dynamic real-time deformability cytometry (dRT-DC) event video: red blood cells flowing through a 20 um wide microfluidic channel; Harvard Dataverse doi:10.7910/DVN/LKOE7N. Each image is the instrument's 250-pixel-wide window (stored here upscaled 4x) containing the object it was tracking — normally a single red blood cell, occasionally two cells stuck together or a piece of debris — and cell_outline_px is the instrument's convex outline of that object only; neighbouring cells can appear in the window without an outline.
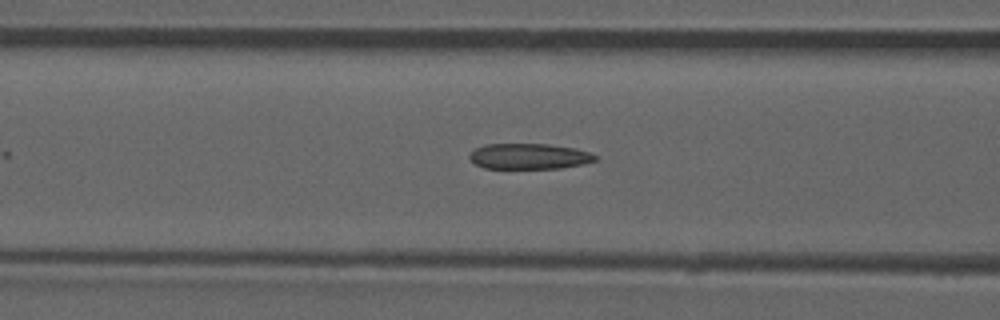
{"species": "common noctule bat (a hibernating species)", "species_latin": "Nyctalus noctula", "temperature_condition": "room temperature", "stored_images_in_passage": 25, "camera_frame_rate_fps": 3000, "um_per_image_px": 0.085, "animal": {"sex": "male", "forearm_length_mm": 52.5}, "frame": {"image": 1, "passage_image": 21, "time_ms": 6.667, "image_size_px": [1000, 320], "cell_outline_px": [[596, 160], [584, 164], [560, 168], [484, 168], [476, 164], [468, 156], [476, 148], [484, 144], [548, 144], [576, 148], [592, 152], [596, 156]], "centroid_in_image_um": [45.01, 13.28], "position_along_channel_um": 121.6, "area_um2": 18.79}}